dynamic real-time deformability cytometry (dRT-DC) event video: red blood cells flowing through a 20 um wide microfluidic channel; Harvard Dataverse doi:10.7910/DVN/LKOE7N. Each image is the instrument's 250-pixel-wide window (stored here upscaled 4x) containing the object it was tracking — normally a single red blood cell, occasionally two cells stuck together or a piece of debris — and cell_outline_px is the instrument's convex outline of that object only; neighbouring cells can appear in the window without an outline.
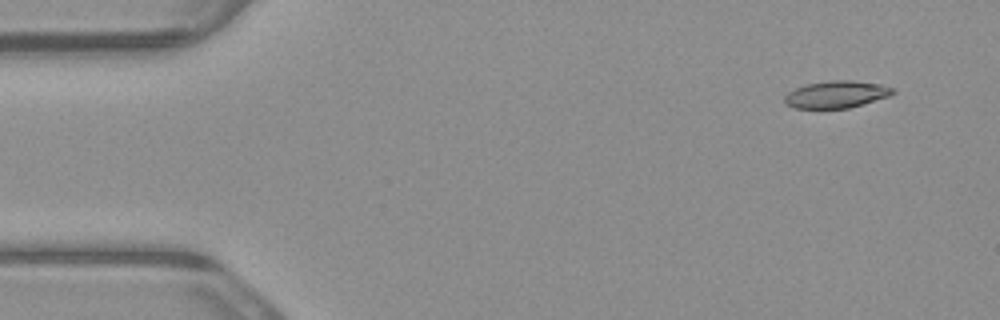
{"species": "common noctule bat (a hibernating species)", "species_latin": "Nyctalus noctula", "temperature_condition": "warm", "stored_images_in_passage": 3, "camera_frame_rate_fps": 3000, "um_per_image_px": 0.085, "animal": {"sex": "male", "body_mass_g": 23.1, "forearm_length_mm": 52.7}, "frame": {"image": 1, "passage_image": 1, "time_ms": 0.0, "image_size_px": [1000, 320], "cell_outline_px": [[896, 92], [888, 96], [848, 108], [796, 108], [784, 104], [784, 96], [788, 92], [796, 88], [808, 84], [832, 80], [852, 80], [880, 84], [892, 88]], "centroid_in_image_um": [71.06, 8.02], "position_along_channel_um": 13.9, "area_um2": 16.88}}